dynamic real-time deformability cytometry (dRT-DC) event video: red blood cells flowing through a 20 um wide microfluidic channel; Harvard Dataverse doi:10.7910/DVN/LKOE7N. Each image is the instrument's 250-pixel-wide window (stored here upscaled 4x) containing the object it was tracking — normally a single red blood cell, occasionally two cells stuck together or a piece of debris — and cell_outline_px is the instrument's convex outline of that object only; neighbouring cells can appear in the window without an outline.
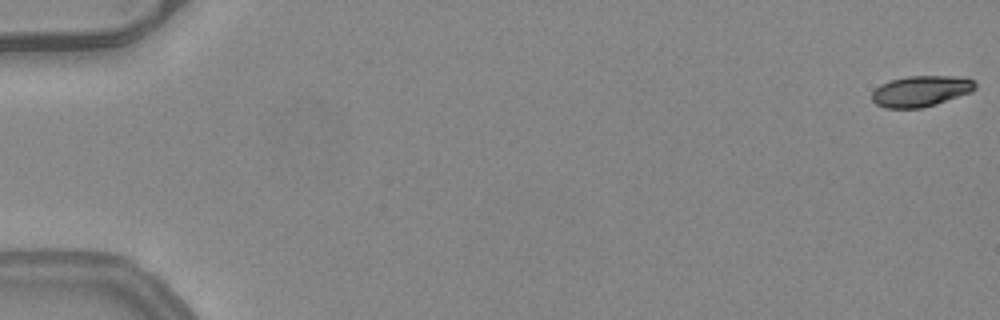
{"species": "common noctule bat (a hibernating species)", "species_latin": "Nyctalus noctula", "temperature_condition": "warm", "stored_images_in_passage": 52, "camera_frame_rate_fps": 3000, "um_per_image_px": 0.085, "animal": {"sex": "female", "body_mass_g": 24.6, "forearm_length_mm": 56.2}, "frame": {"image": 1, "passage_image": 1, "time_ms": 0.0, "image_size_px": [1000, 320], "cell_outline_px": [[976, 88], [972, 92], [936, 104], [920, 108], [884, 108], [876, 104], [872, 100], [872, 92], [880, 84], [892, 80], [908, 76], [964, 76], [972, 80], [976, 84]], "centroid_in_image_um": [78.29, 7.74], "position_along_channel_um": 6.7, "area_um2": 18.67}}
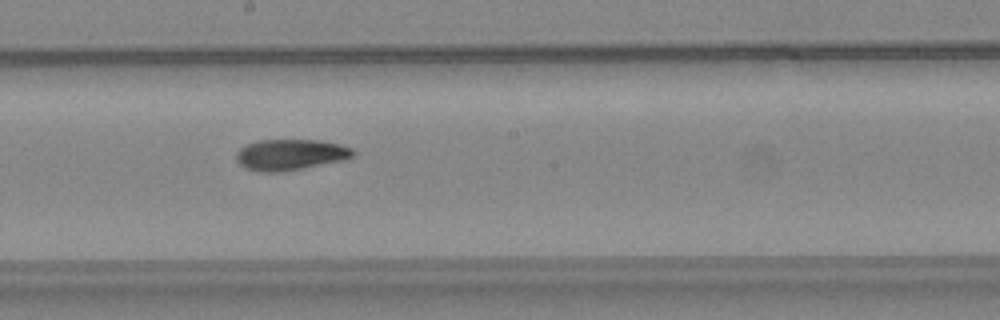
{"frame": {"image": 2, "passage_image": 30, "time_ms": 9.667, "image_size_px": [1000, 320], "cell_outline_px": [[356, 152], [352, 156], [344, 160], [280, 172], [260, 172], [244, 168], [236, 160], [236, 152], [240, 148], [248, 144], [260, 140], [320, 140], [340, 144], [352, 148]], "centroid_in_image_um": [24.67, 13.14], "position_along_channel_um": 223.5, "area_um2": 21.04}}
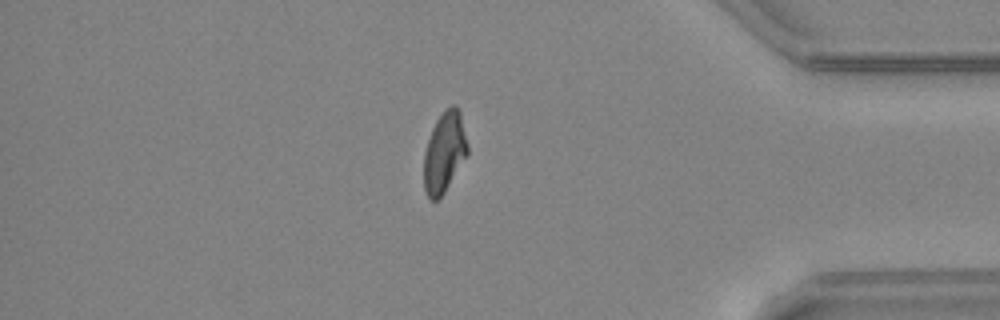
{"frame": {"image": 3, "passage_image": 45, "time_ms": 14.667, "image_size_px": [1000, 320], "cell_outline_px": [[468, 152], [444, 192], [436, 200], [432, 200], [428, 196], [424, 188], [424, 152], [432, 128], [436, 120], [444, 108], [452, 104], [456, 104], [460, 112], [468, 144]], "centroid_in_image_um": [37.77, 12.87], "position_along_channel_um": 397.4, "area_um2": 20.29}, "authors_computed_cell_mechanics": {"area_um2": 20.519, "velocity_mm_per_s": 4.058, "shape_relaxation_time_tau1_ms": 5.5157, "shape_relaxation_time_tau2_ms": 3.9023, "deformation_change_tau1": 0.2004, "deformation_change_tau2": 0.1041}}